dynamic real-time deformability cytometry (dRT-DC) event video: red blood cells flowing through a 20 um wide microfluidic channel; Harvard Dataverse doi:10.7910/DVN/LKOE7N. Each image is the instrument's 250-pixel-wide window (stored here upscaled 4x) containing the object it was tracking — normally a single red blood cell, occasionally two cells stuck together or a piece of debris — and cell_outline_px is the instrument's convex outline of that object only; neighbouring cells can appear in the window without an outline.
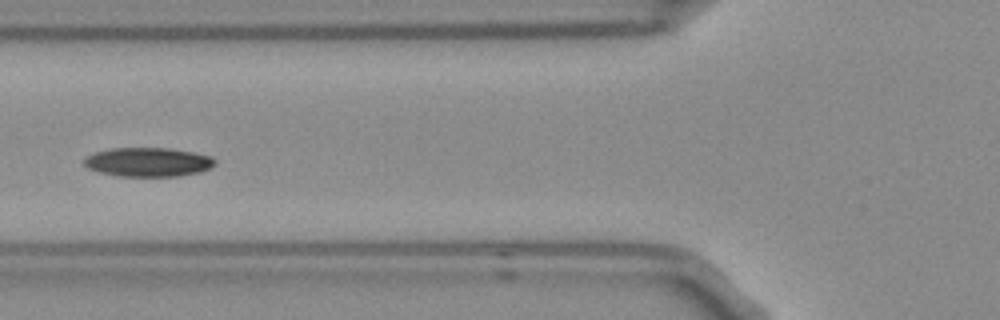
{"species": "Egyptian fruit bat (a non-hibernating species)", "species_latin": "Rousettus aegyptiacus", "temperature_condition": "room temperature", "stored_images_in_passage": 14, "camera_frame_rate_fps": 3000, "um_per_image_px": 0.085, "frame": {"image": 1, "passage_image": 5, "time_ms": 1.333, "image_size_px": [1000, 320], "cell_outline_px": [[216, 164], [212, 168], [200, 172], [180, 176], [116, 176], [100, 172], [88, 168], [84, 164], [84, 160], [88, 156], [96, 152], [108, 148], [168, 148], [192, 152], [212, 156], [216, 160]], "centroid_in_image_um": [12.63, 13.78], "position_along_channel_um": 113.2, "area_um2": 22.25}}
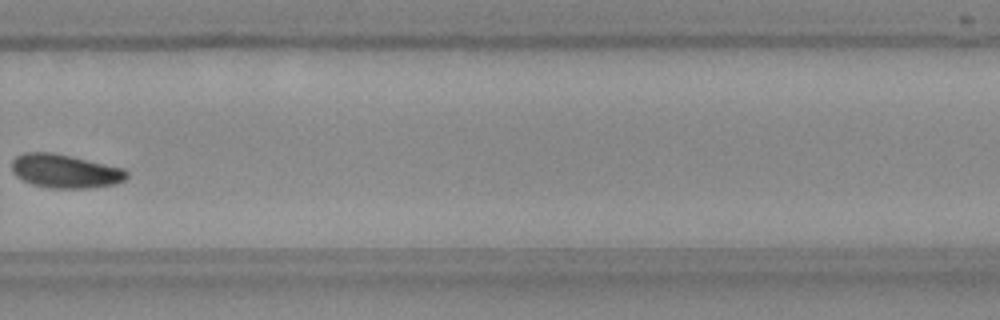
{"frame": {"image": 2, "passage_image": 10, "time_ms": 3.0, "image_size_px": [1000, 320], "cell_outline_px": [[128, 176], [124, 180], [116, 184], [88, 188], [48, 188], [32, 184], [16, 176], [12, 172], [12, 160], [16, 156], [24, 152], [52, 152], [72, 156], [124, 168], [128, 172]], "centroid_in_image_um": [5.53, 14.54], "position_along_channel_um": 324.3, "area_um2": 22.72}}